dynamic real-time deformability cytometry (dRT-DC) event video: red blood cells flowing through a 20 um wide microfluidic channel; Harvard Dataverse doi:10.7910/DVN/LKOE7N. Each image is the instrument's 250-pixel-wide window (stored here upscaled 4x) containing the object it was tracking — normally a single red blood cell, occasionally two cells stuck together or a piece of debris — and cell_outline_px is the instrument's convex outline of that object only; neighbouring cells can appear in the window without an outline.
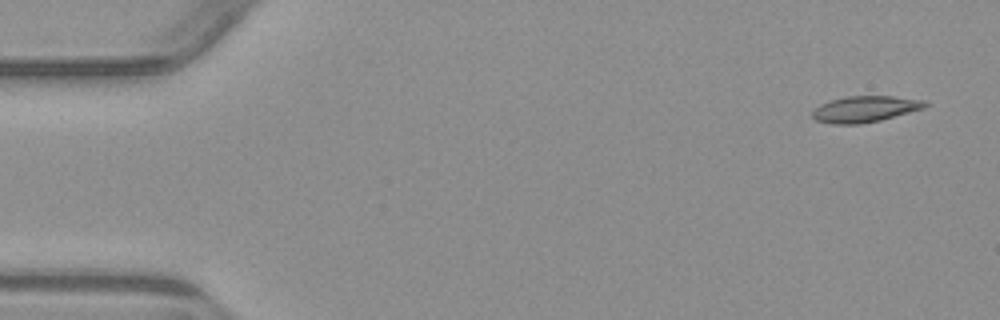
{"species": "common noctule bat (a hibernating species)", "species_latin": "Nyctalus noctula", "temperature_condition": "warm", "stored_images_in_passage": 7, "camera_frame_rate_fps": 3000, "um_per_image_px": 0.085, "animal": {"sex": "male", "body_mass_g": 23.1, "forearm_length_mm": 52.7}, "frame": {"image": 1, "passage_image": 1, "time_ms": 0.0, "image_size_px": [1000, 320], "cell_outline_px": [[928, 104], [924, 108], [880, 120], [860, 124], [832, 124], [816, 120], [812, 116], [812, 112], [820, 104], [844, 96], [892, 96], [924, 100]], "centroid_in_image_um": [73.51, 9.27], "position_along_channel_um": 11.5, "area_um2": 17.05}}
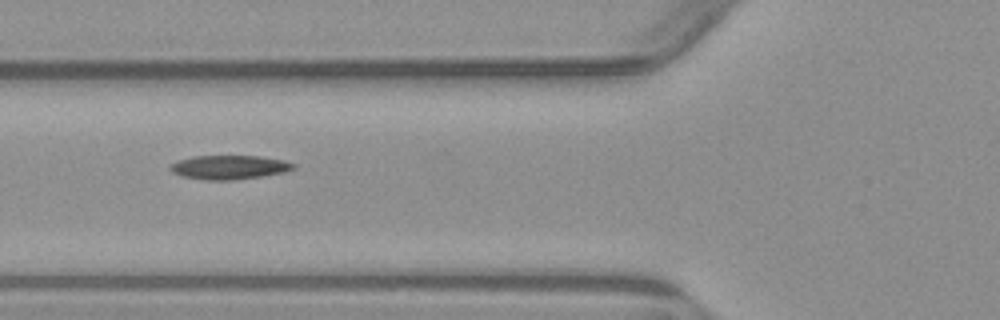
{"frame": {"image": 2, "passage_image": 6, "time_ms": 5.667, "image_size_px": [1000, 320], "cell_outline_px": [[296, 168], [284, 172], [260, 176], [232, 180], [208, 180], [184, 176], [172, 172], [168, 168], [172, 164], [180, 160], [192, 156], [260, 156], [284, 160], [296, 164]], "centroid_in_image_um": [19.52, 14.21], "position_along_channel_um": 106.3, "area_um2": 17.05}}
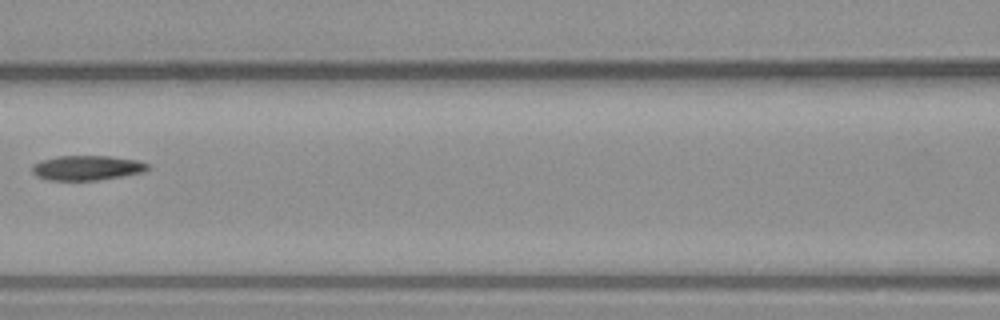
{"frame": {"image": 3, "passage_image": 7, "time_ms": 7.0, "image_size_px": [1000, 320], "cell_outline_px": [[152, 168], [144, 172], [96, 180], [48, 180], [36, 176], [32, 172], [32, 164], [40, 160], [56, 156], [112, 156], [136, 160], [148, 164]], "centroid_in_image_um": [7.37, 14.26], "position_along_channel_um": 159.2, "area_um2": 16.76}}